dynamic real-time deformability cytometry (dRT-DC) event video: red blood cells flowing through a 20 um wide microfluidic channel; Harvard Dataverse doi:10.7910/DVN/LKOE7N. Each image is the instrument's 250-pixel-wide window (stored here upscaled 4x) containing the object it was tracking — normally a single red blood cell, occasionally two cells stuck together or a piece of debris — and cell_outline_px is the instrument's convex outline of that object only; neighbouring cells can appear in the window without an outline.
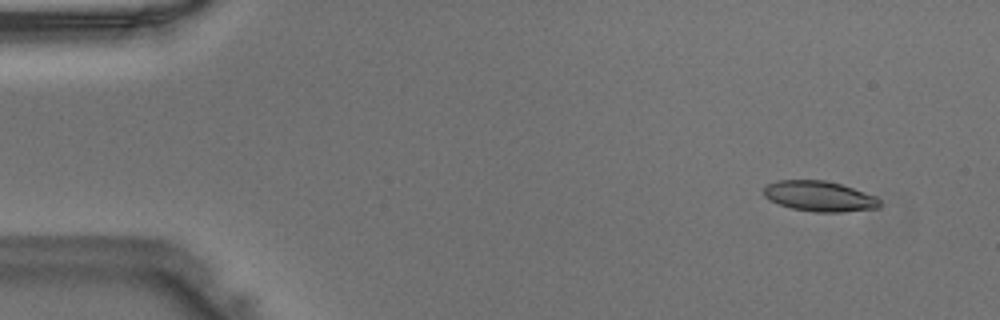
{"species": "Egyptian fruit bat (a non-hibernating species)", "species_latin": "Rousettus aegyptiacus", "temperature_condition": "warm", "stored_images_in_passage": 47, "camera_frame_rate_fps": 3000, "um_per_image_px": 0.085, "animal": {"sex": "male"}, "frame": {"image": 1, "passage_image": 4, "time_ms": 1.0, "image_size_px": [1000, 320], "cell_outline_px": [[880, 208], [840, 212], [816, 212], [792, 208], [768, 200], [764, 196], [764, 188], [768, 184], [776, 180], [824, 180], [840, 184], [876, 196], [880, 200]], "centroid_in_image_um": [69.65, 16.68], "position_along_channel_um": 15.4, "area_um2": 20.46}}
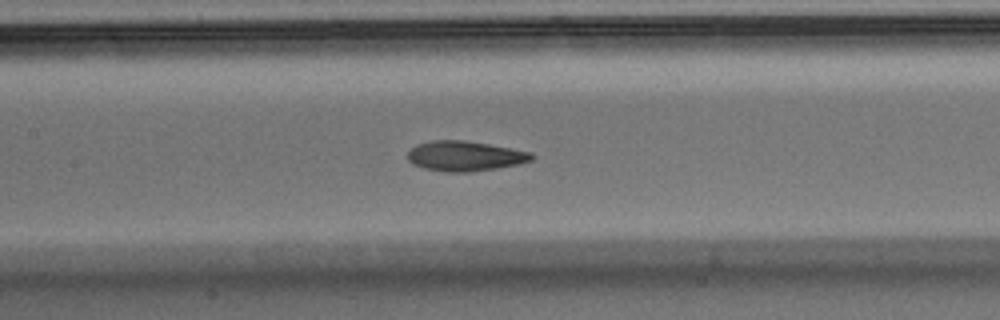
{"frame": {"image": 2, "passage_image": 22, "time_ms": 7.0, "image_size_px": [1000, 320], "cell_outline_px": [[536, 156], [532, 160], [520, 164], [496, 168], [468, 172], [444, 172], [424, 168], [412, 164], [408, 160], [408, 152], [416, 144], [432, 140], [464, 140], [488, 144], [532, 152]], "centroid_in_image_um": [39.52, 13.26], "position_along_channel_um": 167.9, "area_um2": 21.79}}
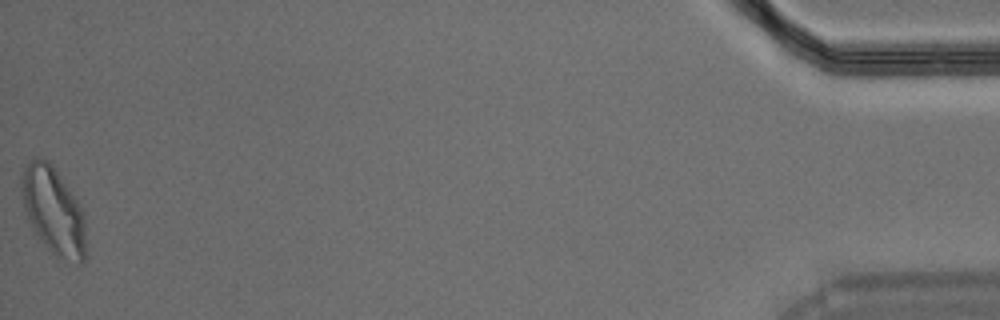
{"frame": {"image": 3, "passage_image": 47, "time_ms": 15.333, "image_size_px": [1000, 320], "cell_outline_px": [[84, 260], [80, 264], [56, 256], [44, 244], [32, 228], [24, 208], [20, 192], [20, 180], [24, 168], [28, 160], [36, 156], [48, 160], [52, 164], [76, 200], [84, 216]], "centroid_in_image_um": [4.48, 17.86], "position_along_channel_um": 430.7, "area_um2": 32.31}}